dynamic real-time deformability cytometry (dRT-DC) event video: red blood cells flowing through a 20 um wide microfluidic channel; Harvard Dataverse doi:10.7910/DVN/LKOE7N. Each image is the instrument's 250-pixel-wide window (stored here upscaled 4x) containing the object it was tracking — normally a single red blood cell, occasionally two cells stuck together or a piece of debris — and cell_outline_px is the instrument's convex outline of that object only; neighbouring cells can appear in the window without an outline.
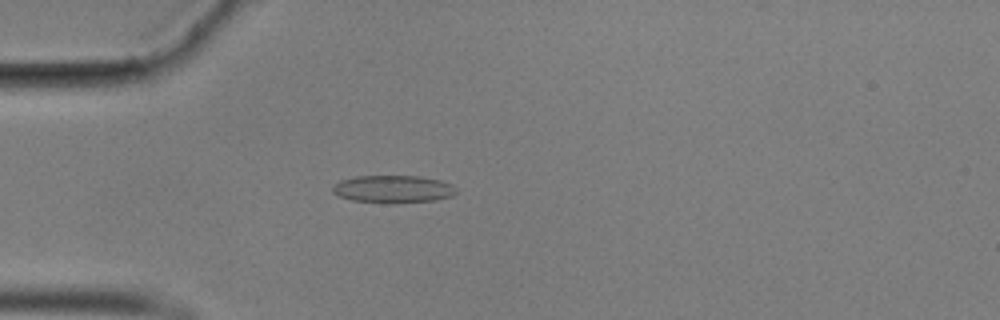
{"species": "common noctule bat (a hibernating species)", "species_latin": "Nyctalus noctula", "temperature_condition": "cold", "stored_images_in_passage": 55, "camera_frame_rate_fps": 3000, "um_per_image_px": 0.085, "animal": {"sex": "male", "body_mass_g": 17.9}, "frame": {"image": 1, "passage_image": 15, "time_ms": 4.667, "image_size_px": [1000, 320], "cell_outline_px": [[456, 192], [452, 196], [436, 200], [396, 204], [388, 204], [352, 200], [340, 196], [332, 192], [332, 188], [340, 180], [356, 176], [420, 176], [440, 180], [452, 184], [456, 188]], "centroid_in_image_um": [33.44, 16.08], "position_along_channel_um": 51.6, "area_um2": 20.11}}
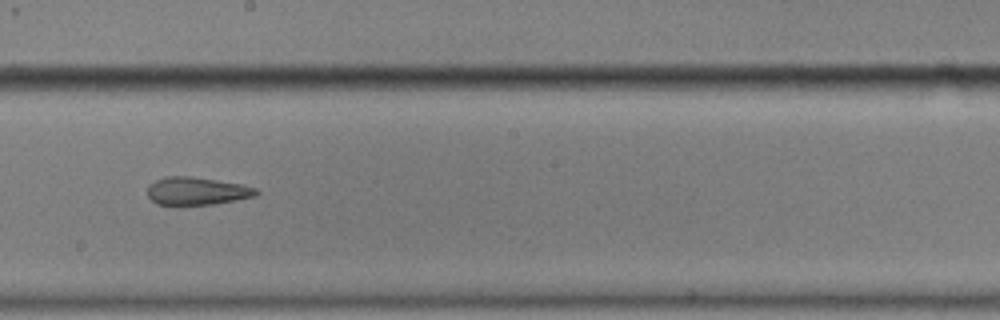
{"frame": {"image": 2, "passage_image": 31, "time_ms": 10.0, "image_size_px": [1000, 320], "cell_outline_px": [[260, 192], [256, 196], [216, 204], [156, 204], [148, 196], [148, 184], [164, 176], [192, 176], [240, 184], [256, 188]], "centroid_in_image_um": [16.73, 16.23], "position_along_channel_um": 231.5, "area_um2": 17.57}}
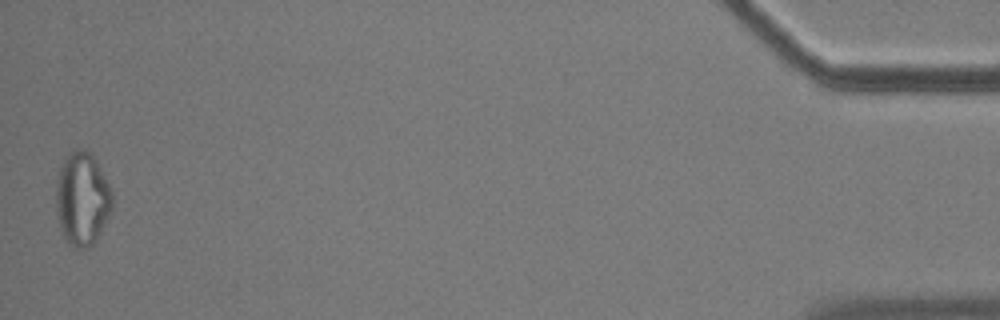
{"frame": {"image": 3, "passage_image": 55, "time_ms": 18.0, "image_size_px": [1000, 320], "cell_outline_px": [[112, 208], [100, 232], [92, 244], [88, 248], [76, 248], [68, 244], [60, 228], [56, 216], [56, 184], [60, 168], [64, 156], [68, 152], [76, 148], [84, 148], [92, 152], [112, 188]], "centroid_in_image_um": [6.98, 16.84], "position_along_channel_um": 428.2, "area_um2": 31.04}, "authors_computed_cell_mechanics": {"area_um2": 19.074, "velocity_mm_per_s": 3.5675, "shape_relaxation_time_tau1_ms": null, "shape_relaxation_time_tau2_ms": 2.6236, "deformation_change_tau1": null, "deformation_change_tau2": 0.1222}}